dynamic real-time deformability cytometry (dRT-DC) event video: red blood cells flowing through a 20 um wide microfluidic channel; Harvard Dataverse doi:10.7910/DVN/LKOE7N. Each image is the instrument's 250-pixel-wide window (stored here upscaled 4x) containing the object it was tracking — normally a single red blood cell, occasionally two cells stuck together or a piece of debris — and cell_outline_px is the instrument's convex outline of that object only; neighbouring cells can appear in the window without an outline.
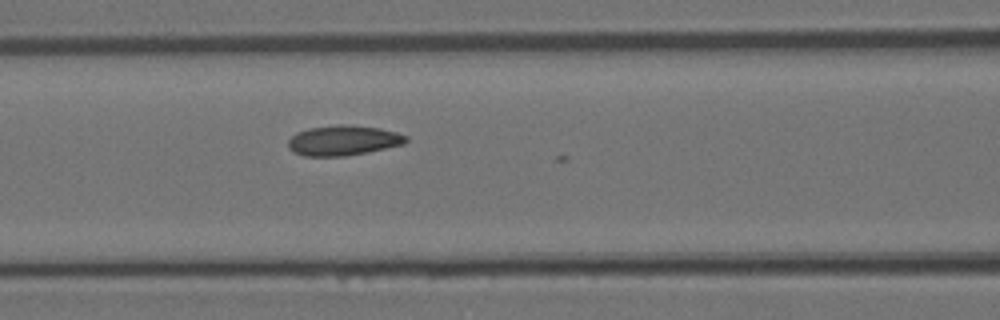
{"species": "Egyptian fruit bat (a non-hibernating species)", "species_latin": "Rousettus aegyptiacus", "temperature_condition": "room temperature", "stored_images_in_passage": 6, "camera_frame_rate_fps": 3000, "um_per_image_px": 0.085, "animal": {"sex": "female"}, "frame": {"image": 1, "passage_image": 4, "time_ms": 1.0, "image_size_px": [1000, 320], "cell_outline_px": [[408, 140], [404, 144], [368, 152], [344, 156], [304, 156], [288, 148], [288, 140], [296, 132], [308, 128], [340, 124], [348, 124], [380, 128], [396, 132], [408, 136]], "centroid_in_image_um": [29.19, 11.93], "position_along_channel_um": 137.4, "area_um2": 20.75}}